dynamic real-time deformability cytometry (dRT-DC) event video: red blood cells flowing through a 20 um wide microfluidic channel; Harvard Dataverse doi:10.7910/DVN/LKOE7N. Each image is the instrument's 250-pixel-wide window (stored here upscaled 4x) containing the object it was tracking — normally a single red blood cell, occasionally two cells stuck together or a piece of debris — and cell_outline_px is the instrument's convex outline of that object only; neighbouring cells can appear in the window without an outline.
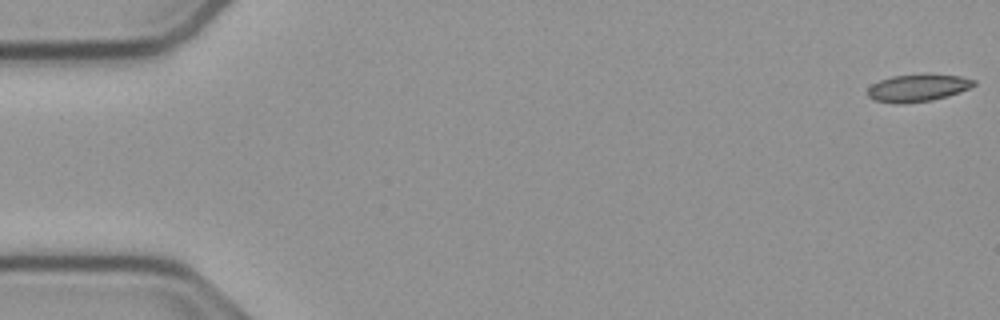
{"species": "common noctule bat (a hibernating species)", "species_latin": "Nyctalus noctula", "temperature_condition": "cold", "stored_images_in_passage": 8, "camera_frame_rate_fps": 3000, "um_per_image_px": 0.085, "animal": {"sex": "male", "body_mass_g": 23.1, "forearm_length_mm": 52.7}, "frame": {"image": 1, "passage_image": 1, "time_ms": 0.0, "image_size_px": [1000, 320], "cell_outline_px": [[976, 84], [960, 92], [948, 96], [932, 100], [904, 104], [896, 104], [872, 100], [868, 96], [868, 88], [872, 84], [880, 80], [892, 76], [960, 76], [976, 80]], "centroid_in_image_um": [77.97, 7.52], "position_along_channel_um": 7.0, "area_um2": 16.47}}